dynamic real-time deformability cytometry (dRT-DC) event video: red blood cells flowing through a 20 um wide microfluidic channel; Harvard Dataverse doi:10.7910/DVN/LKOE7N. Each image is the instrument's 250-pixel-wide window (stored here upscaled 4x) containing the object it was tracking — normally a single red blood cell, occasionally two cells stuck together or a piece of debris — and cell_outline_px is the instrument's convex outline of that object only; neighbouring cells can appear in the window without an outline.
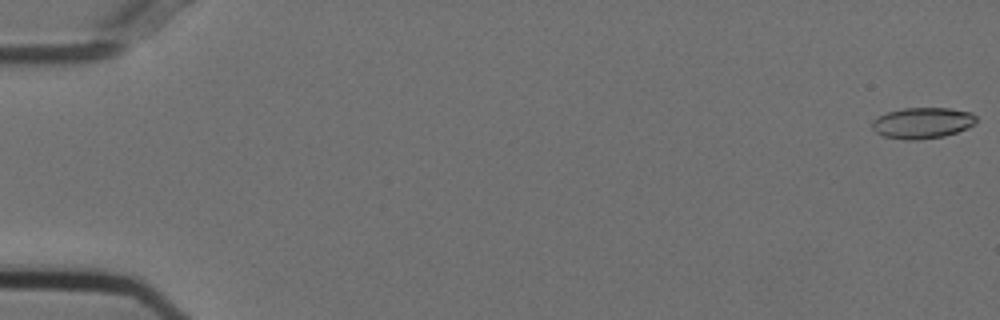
{"species": "Egyptian fruit bat (a non-hibernating species)", "species_latin": "Rousettus aegyptiacus", "temperature_condition": "cold", "stored_images_in_passage": 53, "camera_frame_rate_fps": 3000, "um_per_image_px": 0.085, "animal": {"sex": "female"}, "frame": {"image": 1, "passage_image": 1, "time_ms": 0.0, "image_size_px": [1000, 320], "cell_outline_px": [[976, 124], [968, 128], [944, 136], [916, 140], [904, 140], [884, 136], [876, 132], [872, 128], [872, 120], [888, 112], [904, 108], [948, 108], [972, 112], [976, 116]], "centroid_in_image_um": [78.43, 10.45], "position_along_channel_um": 6.6, "area_um2": 18.84}}
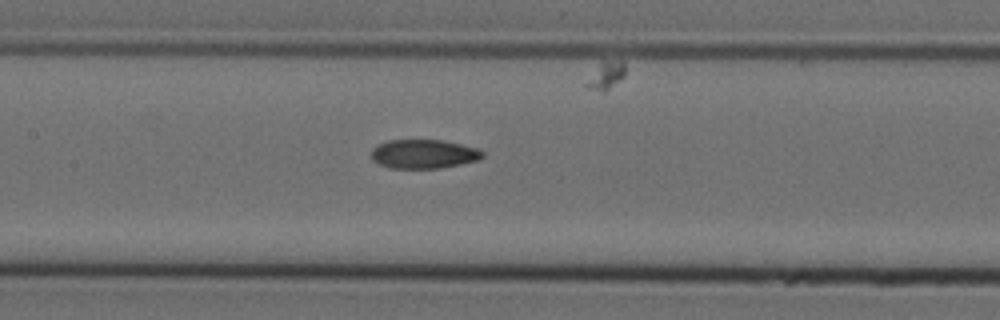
{"frame": {"image": 2, "passage_image": 27, "time_ms": 8.667, "image_size_px": [1000, 320], "cell_outline_px": [[484, 156], [476, 160], [460, 164], [440, 168], [388, 168], [372, 160], [372, 148], [388, 140], [440, 140], [460, 144], [476, 148], [484, 152]], "centroid_in_image_um": [35.99, 13.09], "position_along_channel_um": 171.4, "area_um2": 18.61}}
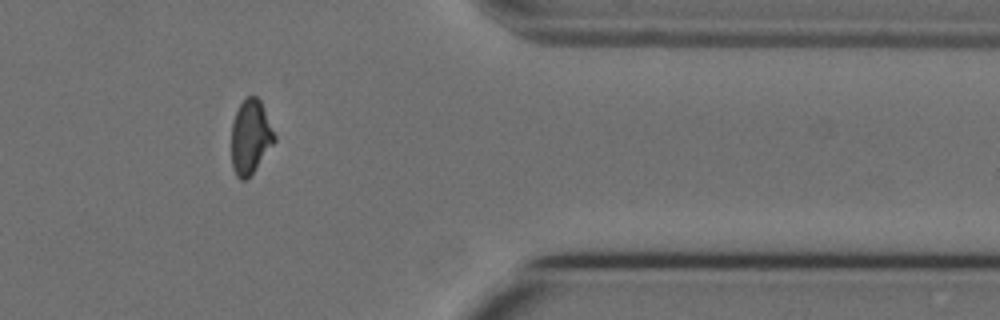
{"frame": {"image": 3, "passage_image": 46, "time_ms": 15.0, "image_size_px": [1000, 320], "cell_outline_px": [[276, 140], [252, 172], [244, 180], [240, 180], [236, 176], [232, 168], [232, 120], [244, 96], [256, 96], [260, 100], [276, 136]], "centroid_in_image_um": [21.27, 11.6], "position_along_channel_um": 390.1, "area_um2": 18.38}}